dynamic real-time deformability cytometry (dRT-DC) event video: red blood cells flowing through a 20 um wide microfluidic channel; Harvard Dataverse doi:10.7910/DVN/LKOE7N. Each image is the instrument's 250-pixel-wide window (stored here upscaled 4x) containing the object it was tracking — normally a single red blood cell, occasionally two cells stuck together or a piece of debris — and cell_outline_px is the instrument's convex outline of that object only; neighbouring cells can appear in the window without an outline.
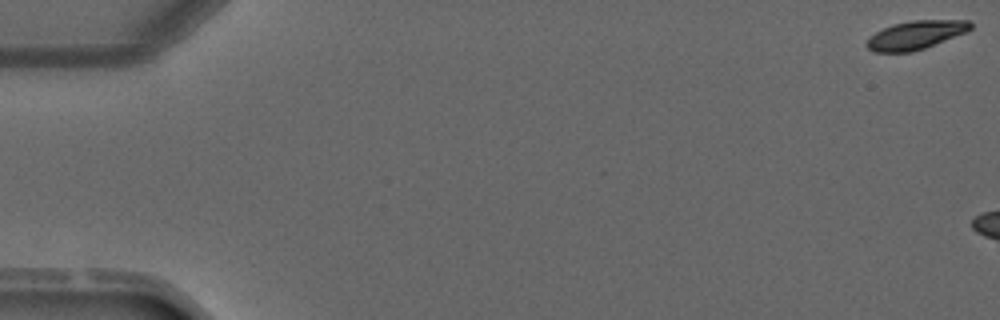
{"species": "common noctule bat (a hibernating species)", "species_latin": "Nyctalus noctula", "temperature_condition": "warm", "stored_images_in_passage": 6, "camera_frame_rate_fps": 3000, "um_per_image_px": 0.085, "animal": {"sex": "male", "forearm_length_mm": 52.5}, "frame": {"image": 1, "passage_image": 1, "time_ms": 0.0, "image_size_px": [1000, 320], "cell_outline_px": [[972, 28], [964, 32], [924, 48], [912, 52], [876, 52], [868, 48], [864, 44], [868, 36], [892, 24], [912, 20], [968, 20], [972, 24]], "centroid_in_image_um": [77.77, 2.97], "position_along_channel_um": 7.2, "area_um2": 17.11}}
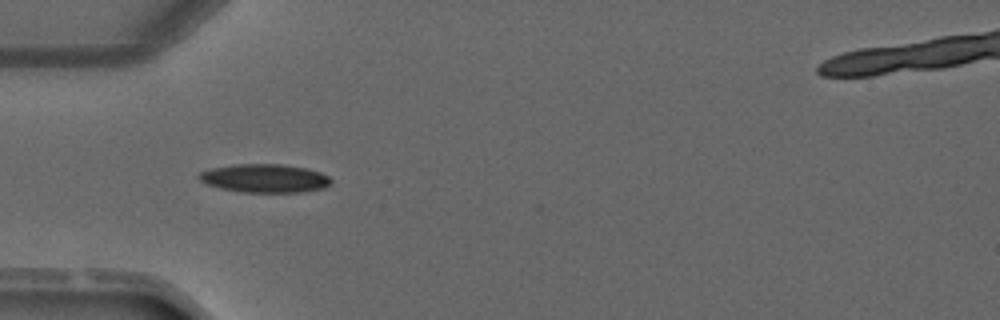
{"frame": {"image": 2, "passage_image": 5, "time_ms": 5.667, "image_size_px": [1000, 320], "cell_outline_px": [[332, 184], [324, 188], [300, 192], [244, 192], [224, 188], [208, 184], [200, 180], [196, 176], [200, 172], [212, 168], [232, 164], [280, 164], [304, 168], [320, 172], [328, 176], [332, 180]], "centroid_in_image_um": [22.52, 15.15], "position_along_channel_um": 62.5, "area_um2": 21.73}}